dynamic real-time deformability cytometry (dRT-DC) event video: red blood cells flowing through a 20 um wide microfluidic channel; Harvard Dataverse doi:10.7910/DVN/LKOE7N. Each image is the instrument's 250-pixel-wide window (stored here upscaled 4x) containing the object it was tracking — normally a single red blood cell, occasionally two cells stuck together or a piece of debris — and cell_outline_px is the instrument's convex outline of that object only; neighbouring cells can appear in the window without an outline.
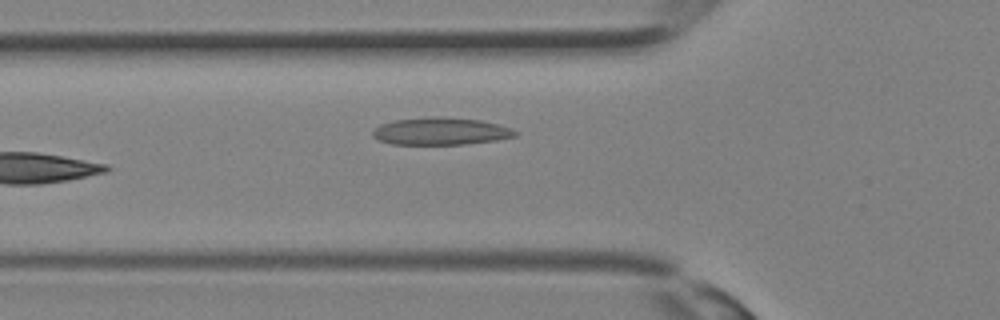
{"species": "Egyptian fruit bat (a non-hibernating species)", "species_latin": "Rousettus aegyptiacus", "temperature_condition": "room temperature", "stored_images_in_passage": 24, "camera_frame_rate_fps": 3000, "um_per_image_px": 0.085, "animal": {"sex": "female"}, "frame": {"image": 1, "passage_image": 3, "time_ms": 0.667, "image_size_px": [1000, 320], "cell_outline_px": [[516, 136], [496, 140], [464, 144], [392, 144], [380, 140], [372, 136], [372, 132], [380, 124], [396, 120], [428, 116], [440, 116], [480, 120], [500, 124], [516, 132]], "centroid_in_image_um": [37.44, 11.14], "position_along_channel_um": 88.4, "area_um2": 22.6}}
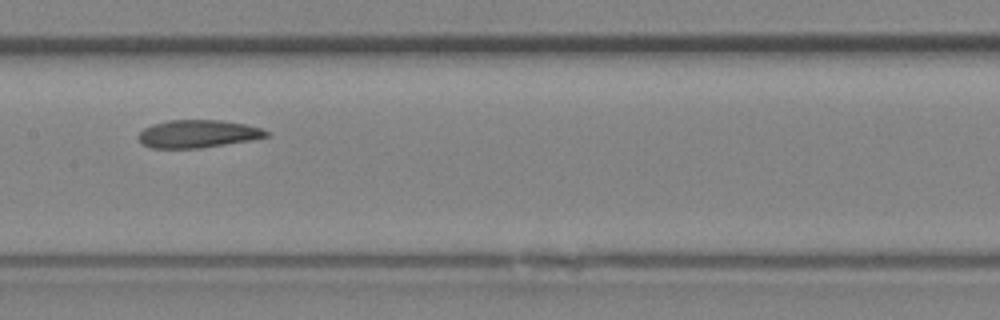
{"frame": {"image": 2, "passage_image": 8, "time_ms": 2.333, "image_size_px": [1000, 320], "cell_outline_px": [[268, 136], [252, 140], [200, 148], [152, 148], [140, 144], [136, 136], [144, 128], [152, 124], [168, 120], [224, 120], [244, 124], [260, 128], [268, 132]], "centroid_in_image_um": [16.76, 11.38], "position_along_channel_um": 190.6, "area_um2": 20.81}}
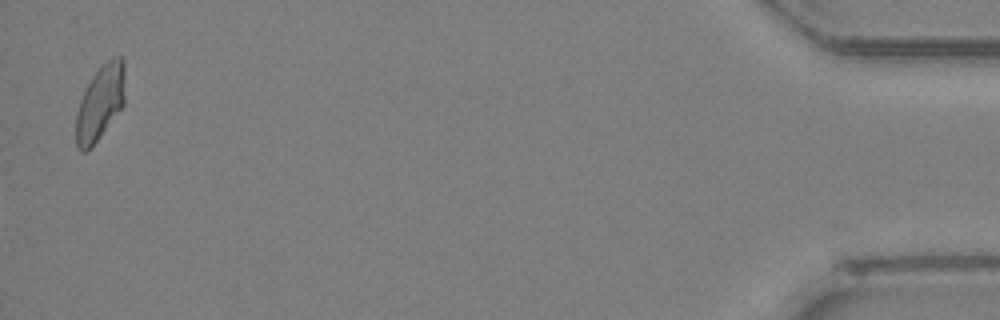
{"frame": {"image": 3, "passage_image": 24, "time_ms": 7.667, "image_size_px": [1000, 320], "cell_outline_px": [[124, 104], [96, 140], [84, 152], [80, 152], [76, 148], [76, 112], [80, 100], [92, 76], [112, 56], [120, 56], [124, 60]], "centroid_in_image_um": [8.51, 8.71], "position_along_channel_um": 426.7, "area_um2": 20.92}}